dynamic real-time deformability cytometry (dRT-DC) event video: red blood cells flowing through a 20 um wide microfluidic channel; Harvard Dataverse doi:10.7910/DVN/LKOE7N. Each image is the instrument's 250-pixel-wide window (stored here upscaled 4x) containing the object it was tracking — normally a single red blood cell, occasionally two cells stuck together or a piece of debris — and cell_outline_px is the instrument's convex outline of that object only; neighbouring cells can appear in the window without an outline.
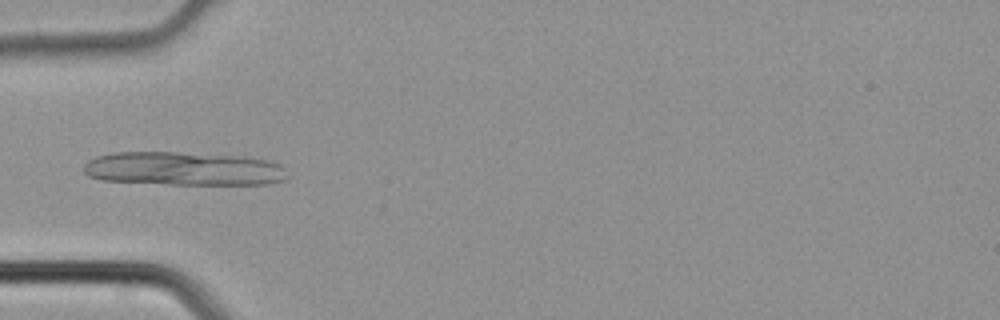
{"species": "common noctule bat (a hibernating species)", "species_latin": "Nyctalus noctula", "temperature_condition": "cold", "stored_images_in_passage": 35, "camera_frame_rate_fps": 3000, "um_per_image_px": 0.085, "animal": {"sex": "male", "body_mass_g": 21.5, "forearm_length_mm": 52.0}, "frame": {"image": 1, "passage_image": 8, "time_ms": 2.333, "image_size_px": [1000, 320], "cell_outline_px": [[288, 176], [284, 180], [268, 184], [168, 184], [100, 180], [88, 176], [84, 172], [84, 164], [88, 160], [96, 156], [112, 152], [176, 152], [240, 156], [272, 160], [280, 164], [284, 168]], "centroid_in_image_um": [15.61, 14.33], "position_along_channel_um": 69.4, "area_um2": 40.23}}
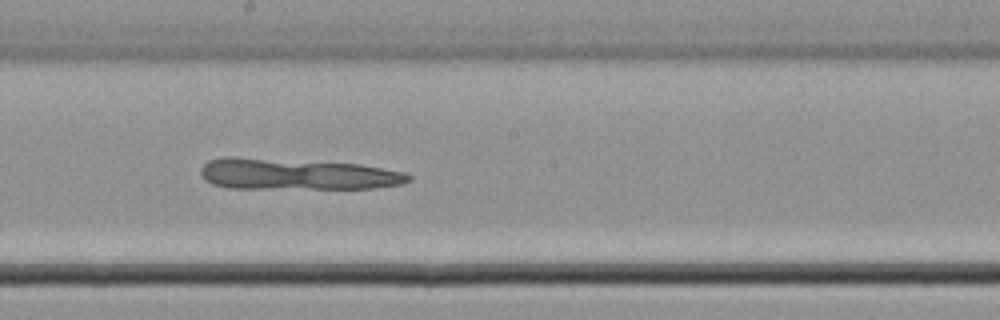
{"frame": {"image": 2, "passage_image": 18, "time_ms": 5.667, "image_size_px": [1000, 320], "cell_outline_px": [[412, 180], [400, 184], [376, 188], [228, 188], [212, 184], [204, 180], [200, 172], [200, 168], [208, 160], [224, 156], [232, 156], [360, 164], [404, 172], [412, 176]], "centroid_in_image_um": [25.18, 14.8], "position_along_channel_um": 223.0, "area_um2": 37.97}}
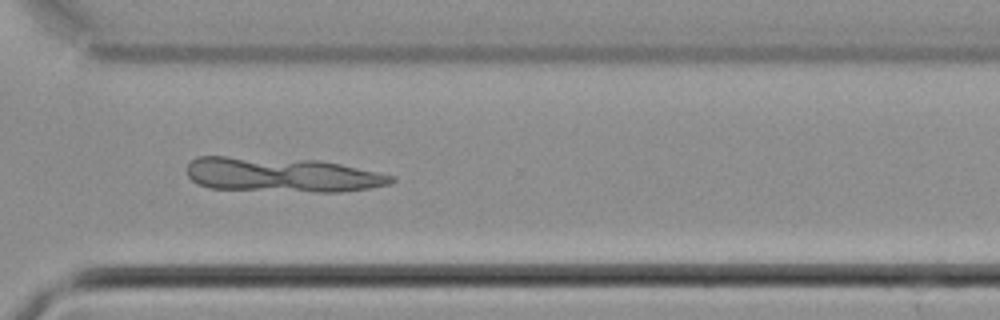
{"frame": {"image": 3, "passage_image": 26, "time_ms": 8.333, "image_size_px": [1000, 320], "cell_outline_px": [[396, 180], [388, 184], [368, 188], [340, 192], [316, 192], [208, 188], [192, 180], [188, 176], [188, 164], [196, 156], [228, 156], [316, 160], [340, 164], [396, 176]], "centroid_in_image_um": [23.95, 14.85], "position_along_channel_um": 346.6, "area_um2": 41.15}}